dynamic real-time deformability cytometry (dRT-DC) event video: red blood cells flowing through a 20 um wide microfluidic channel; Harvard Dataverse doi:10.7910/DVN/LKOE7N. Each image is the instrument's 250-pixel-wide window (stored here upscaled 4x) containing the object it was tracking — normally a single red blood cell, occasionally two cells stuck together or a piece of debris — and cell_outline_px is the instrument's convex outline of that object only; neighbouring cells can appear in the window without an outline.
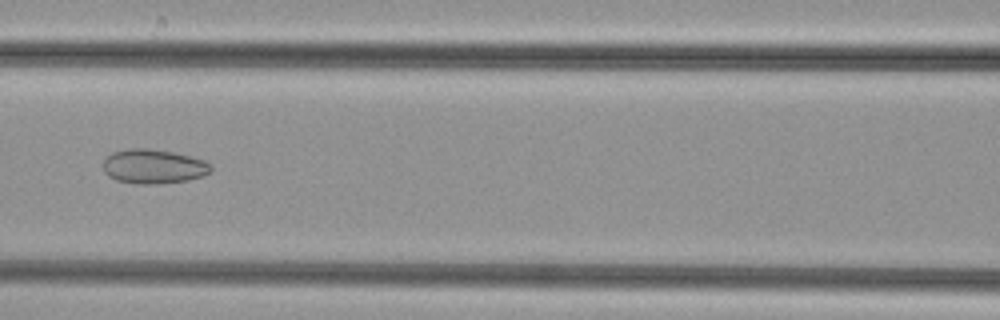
{"species": "common noctule bat (a hibernating species)", "species_latin": "Nyctalus noctula", "temperature_condition": "cold", "stored_images_in_passage": 45, "camera_frame_rate_fps": 3000, "um_per_image_px": 0.085, "animal": {"sex": "female", "body_mass_g": 29.2, "forearm_length_mm": 56.3}, "frame": {"image": 1, "passage_image": 22, "time_ms": 7.0, "image_size_px": [1000, 320], "cell_outline_px": [[212, 172], [204, 176], [188, 180], [156, 184], [136, 184], [116, 180], [108, 176], [104, 172], [104, 160], [112, 152], [128, 148], [148, 148], [172, 152], [204, 160], [212, 164]], "centroid_in_image_um": [13.06, 14.15], "position_along_channel_um": 153.5, "area_um2": 21.73}}
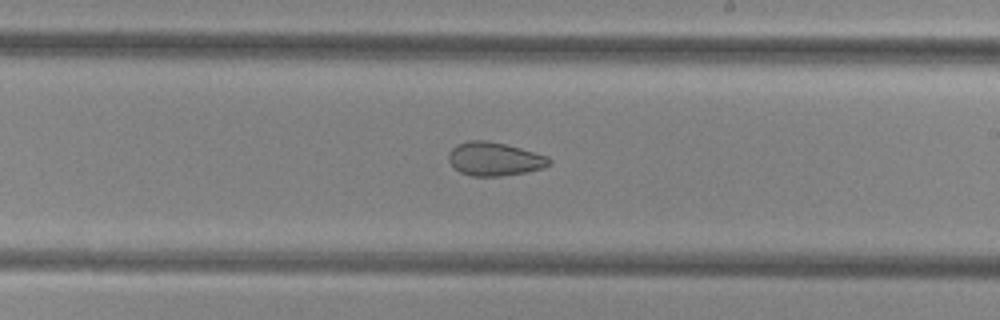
{"frame": {"image": 2, "passage_image": 29, "time_ms": 9.333, "image_size_px": [1000, 320], "cell_outline_px": [[552, 164], [544, 168], [524, 172], [500, 176], [472, 176], [460, 172], [448, 160], [448, 152], [456, 144], [468, 140], [484, 140], [504, 144], [520, 148], [548, 156], [552, 160]], "centroid_in_image_um": [42.03, 13.51], "position_along_channel_um": 247.0, "area_um2": 19.65}}
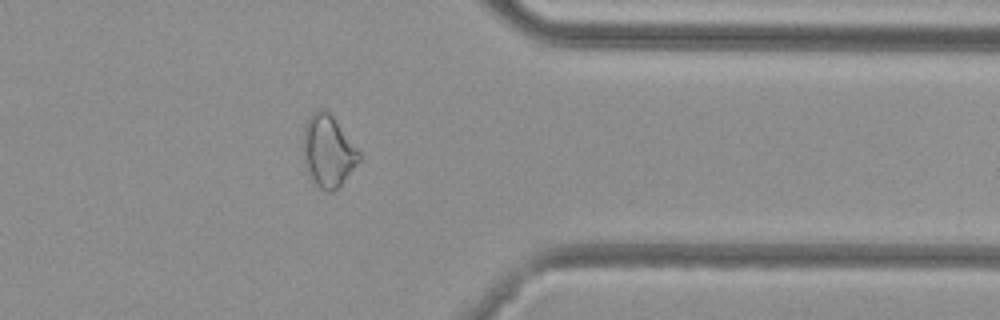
{"frame": {"image": 3, "passage_image": 40, "time_ms": 13.0, "image_size_px": [1000, 320], "cell_outline_px": [[360, 160], [340, 184], [332, 192], [324, 192], [308, 176], [304, 168], [304, 128], [308, 116], [316, 108], [324, 108], [332, 116], [360, 152]], "centroid_in_image_um": [27.85, 12.84], "position_along_channel_um": 383.5, "area_um2": 23.24}}